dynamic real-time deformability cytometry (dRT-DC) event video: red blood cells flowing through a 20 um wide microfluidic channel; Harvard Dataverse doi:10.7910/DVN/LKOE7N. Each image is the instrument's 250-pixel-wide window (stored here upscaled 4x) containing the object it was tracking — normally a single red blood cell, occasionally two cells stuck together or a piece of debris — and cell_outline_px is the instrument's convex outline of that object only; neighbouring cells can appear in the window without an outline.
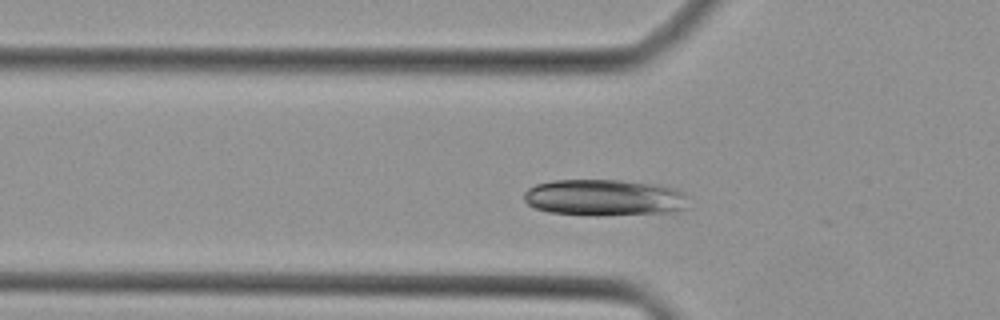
{"species": "Egyptian fruit bat (a non-hibernating species)", "species_latin": "Rousettus aegyptiacus", "temperature_condition": "cold", "stored_images_in_passage": 8, "camera_frame_rate_fps": 3000, "um_per_image_px": 0.085, "animal": {"sex": "female"}, "frame": {"image": 1, "passage_image": 3, "time_ms": 0.667, "image_size_px": [1000, 320], "cell_outline_px": [[684, 208], [680, 212], [596, 216], [548, 212], [536, 208], [528, 204], [524, 200], [524, 192], [528, 188], [536, 184], [556, 180], [620, 180], [676, 188], [684, 192]], "centroid_in_image_um": [51.33, 16.81], "position_along_channel_um": 74.5, "area_um2": 34.91}}
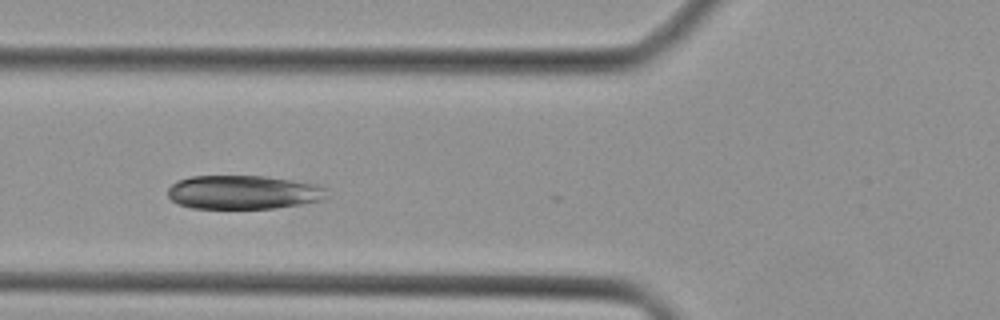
{"frame": {"image": 2, "passage_image": 5, "time_ms": 1.333, "image_size_px": [1000, 320], "cell_outline_px": [[328, 196], [324, 200], [300, 204], [272, 208], [192, 208], [176, 204], [168, 196], [168, 188], [176, 180], [192, 176], [264, 176], [320, 184], [328, 188]], "centroid_in_image_um": [20.71, 16.33], "position_along_channel_um": 105.1, "area_um2": 31.67}}
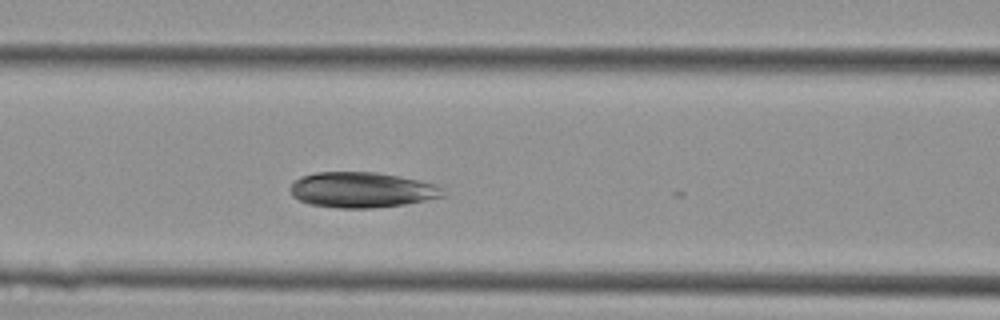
{"frame": {"image": 3, "passage_image": 7, "time_ms": 2.0, "image_size_px": [1000, 320], "cell_outline_px": [[448, 192], [444, 196], [404, 204], [372, 208], [340, 208], [308, 204], [292, 196], [288, 188], [300, 176], [316, 172], [376, 172], [420, 180], [440, 184]], "centroid_in_image_um": [30.78, 16.13], "position_along_channel_um": 135.8, "area_um2": 31.85}}